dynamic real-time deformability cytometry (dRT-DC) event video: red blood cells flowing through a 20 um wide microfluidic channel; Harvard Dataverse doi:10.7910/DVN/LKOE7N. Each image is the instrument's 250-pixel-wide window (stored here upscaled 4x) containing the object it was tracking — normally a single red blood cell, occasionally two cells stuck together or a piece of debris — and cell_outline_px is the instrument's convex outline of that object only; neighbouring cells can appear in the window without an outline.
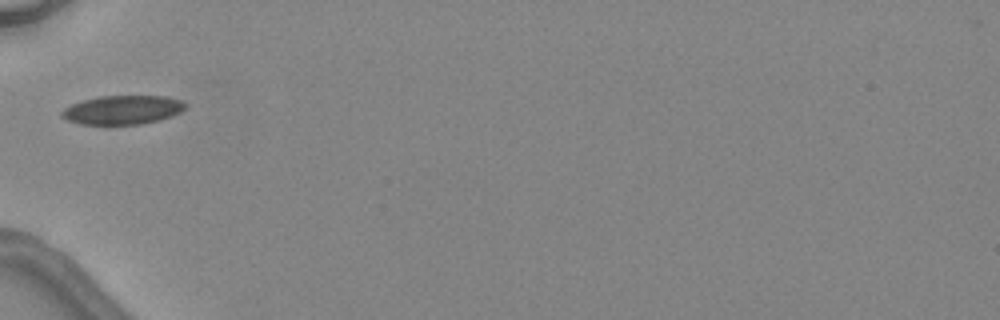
{"species": "common noctule bat (a hibernating species)", "species_latin": "Nyctalus noctula", "temperature_condition": "warm", "stored_images_in_passage": 2, "camera_frame_rate_fps": 3000, "um_per_image_px": 0.085, "animal": {"sex": "female", "body_mass_g": 24.6, "forearm_length_mm": 56.2}, "frame": {"image": 1, "passage_image": 1, "time_ms": 0.0, "image_size_px": [1000, 320], "cell_outline_px": [[184, 108], [180, 112], [172, 116], [160, 120], [144, 124], [108, 128], [104, 128], [80, 124], [68, 120], [60, 116], [60, 112], [64, 108], [72, 104], [84, 100], [100, 96], [164, 96], [180, 100], [184, 104]], "centroid_in_image_um": [10.35, 9.4], "position_along_channel_um": 74.7, "area_um2": 21.68}}